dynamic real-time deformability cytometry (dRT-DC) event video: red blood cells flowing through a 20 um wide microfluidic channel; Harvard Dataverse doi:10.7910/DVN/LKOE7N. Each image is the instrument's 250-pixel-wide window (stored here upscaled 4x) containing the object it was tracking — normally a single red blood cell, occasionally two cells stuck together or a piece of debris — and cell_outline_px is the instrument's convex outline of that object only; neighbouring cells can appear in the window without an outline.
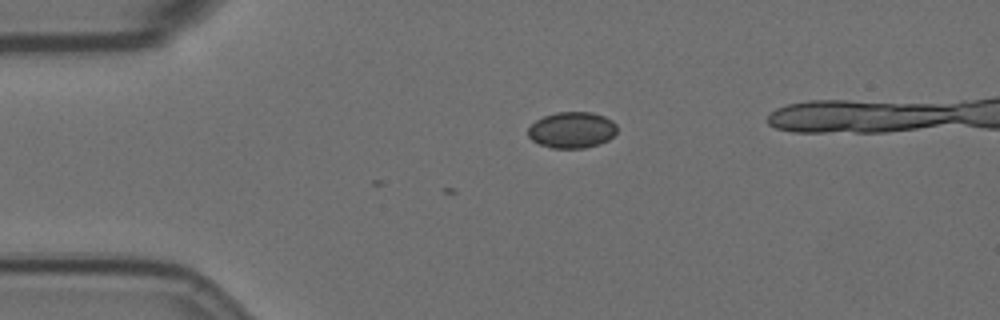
{"species": "Egyptian fruit bat (a non-hibernating species)", "species_latin": "Rousettus aegyptiacus", "temperature_condition": "room temperature", "stored_images_in_passage": 11, "camera_frame_rate_fps": 3000, "um_per_image_px": 0.085, "animal": {"sex": "female"}, "frame": {"image": 1, "passage_image": 1, "time_ms": 0.0, "image_size_px": [1000, 320], "cell_outline_px": [[616, 132], [608, 140], [584, 148], [552, 148], [540, 144], [532, 140], [528, 136], [528, 128], [536, 120], [544, 116], [556, 112], [592, 112], [604, 116], [612, 120], [616, 124]], "centroid_in_image_um": [48.6, 11.04], "position_along_channel_um": 36.4, "area_um2": 18.67}}
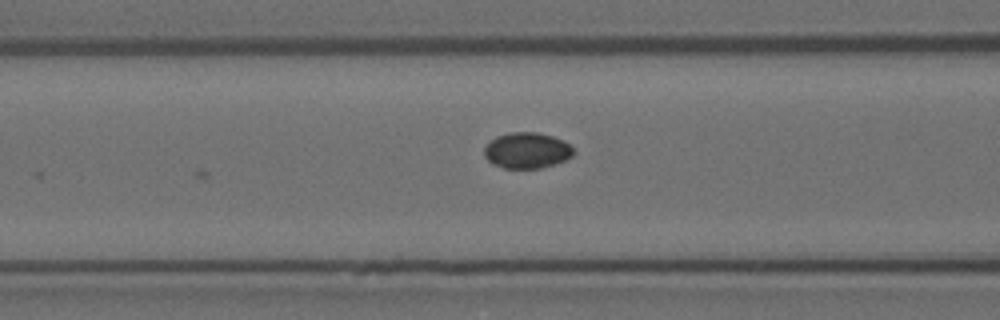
{"frame": {"image": 2, "passage_image": 11, "time_ms": 3.333, "image_size_px": [1000, 320], "cell_outline_px": [[576, 152], [572, 156], [564, 160], [540, 168], [504, 168], [492, 164], [484, 156], [484, 148], [496, 136], [508, 132], [536, 132], [552, 136], [564, 140]], "centroid_in_image_um": [44.78, 12.78], "position_along_channel_um": 121.8, "area_um2": 18.61}}